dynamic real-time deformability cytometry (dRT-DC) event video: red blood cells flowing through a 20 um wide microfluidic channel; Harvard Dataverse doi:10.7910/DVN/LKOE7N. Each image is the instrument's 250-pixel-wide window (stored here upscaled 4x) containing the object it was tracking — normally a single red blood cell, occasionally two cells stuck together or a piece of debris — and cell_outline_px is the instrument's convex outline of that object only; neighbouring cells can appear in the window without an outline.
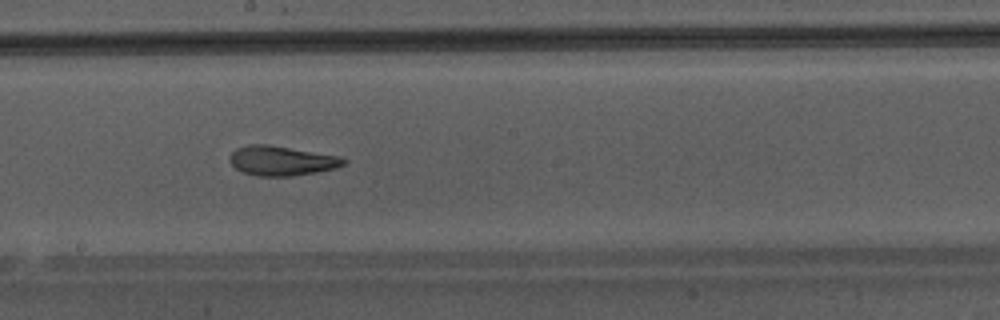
{"species": "Egyptian fruit bat (a non-hibernating species)", "species_latin": "Rousettus aegyptiacus", "temperature_condition": "warm", "stored_images_in_passage": 36, "camera_frame_rate_fps": 3000, "um_per_image_px": 0.085, "animal": {"sex": "male"}, "frame": {"image": 1, "passage_image": 16, "time_ms": 5.0, "image_size_px": [1000, 320], "cell_outline_px": [[348, 160], [344, 164], [336, 168], [316, 172], [292, 176], [256, 176], [244, 172], [236, 168], [228, 160], [228, 156], [236, 148], [248, 144], [268, 144], [340, 156]], "centroid_in_image_um": [23.92, 13.65], "position_along_channel_um": 224.3, "area_um2": 19.77}}
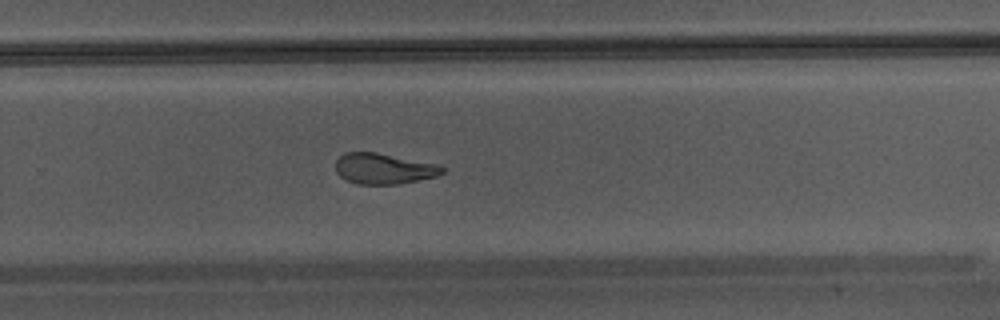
{"frame": {"image": 2, "passage_image": 21, "time_ms": 6.667, "image_size_px": [1000, 320], "cell_outline_px": [[444, 172], [436, 176], [396, 184], [360, 184], [348, 180], [340, 176], [336, 172], [336, 160], [344, 152], [376, 152], [436, 164], [444, 168]], "centroid_in_image_um": [32.58, 14.32], "position_along_channel_um": 297.2, "area_um2": 18.79}}